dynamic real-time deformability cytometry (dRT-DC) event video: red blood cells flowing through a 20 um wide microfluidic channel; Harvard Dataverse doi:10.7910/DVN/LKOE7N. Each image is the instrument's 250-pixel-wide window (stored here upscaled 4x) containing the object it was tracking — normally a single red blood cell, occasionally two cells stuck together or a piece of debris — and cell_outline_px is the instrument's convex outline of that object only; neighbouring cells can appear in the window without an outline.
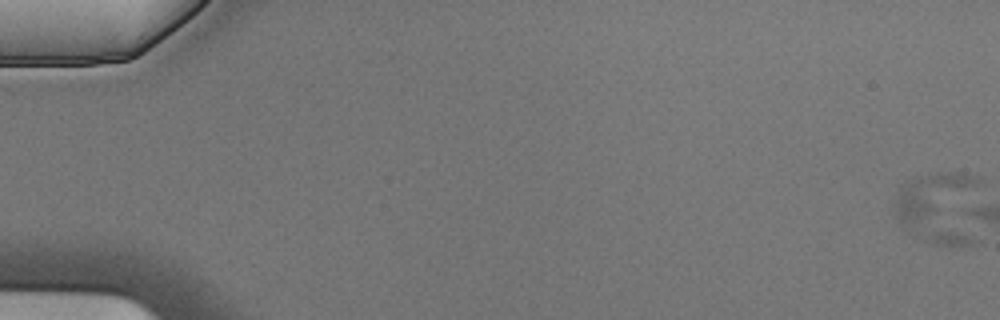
{"species": "Egyptian fruit bat (a non-hibernating species)", "species_latin": "Rousettus aegyptiacus", "temperature_condition": "cold", "stored_images_in_passage": 6, "segment_of_instrument_passage": [1, 2], "camera_frame_rate_fps": 3000, "um_per_image_px": 0.085, "animal": {"sex": "male"}, "frame": {"image": 1, "passage_image": 1, "time_ms": 0.0, "image_size_px": [1000, 320], "cell_outline_px": [[980, 240], [976, 244], [932, 244], [900, 228], [892, 208], [896, 192], [900, 184], [920, 176], [936, 172], [948, 172], [976, 176], [980, 180]], "centroid_in_image_um": [79.93, 17.69], "position_along_channel_um": 5.1, "area_um2": 39.13}}